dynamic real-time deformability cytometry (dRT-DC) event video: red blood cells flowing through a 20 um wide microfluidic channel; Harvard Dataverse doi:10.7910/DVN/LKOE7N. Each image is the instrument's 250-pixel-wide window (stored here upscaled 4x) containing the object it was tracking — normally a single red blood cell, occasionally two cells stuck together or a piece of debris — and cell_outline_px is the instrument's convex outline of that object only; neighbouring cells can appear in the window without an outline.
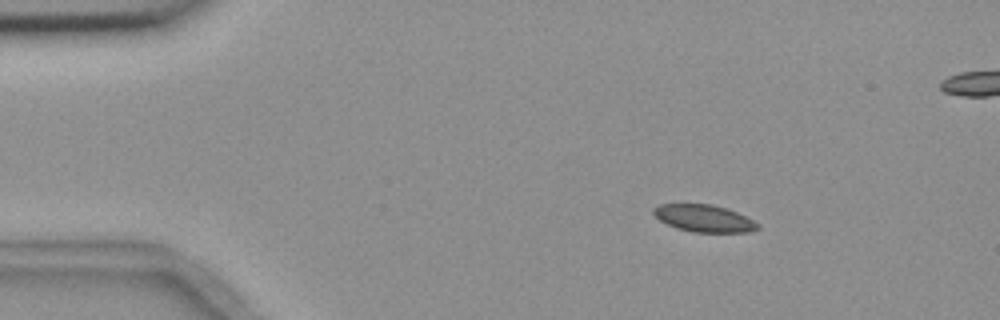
{"species": "common noctule bat (a hibernating species)", "species_latin": "Nyctalus noctula", "temperature_condition": "room temperature", "stored_images_in_passage": 5, "camera_frame_rate_fps": 3000, "um_per_image_px": 0.085, "animal": {"sex": "female", "body_mass_g": 18.4}, "frame": {"image": 1, "passage_image": 2, "time_ms": 1.0, "image_size_px": [1000, 320], "cell_outline_px": [[760, 228], [748, 232], [692, 232], [676, 228], [660, 220], [652, 212], [652, 208], [660, 204], [712, 204], [736, 212], [760, 224]], "centroid_in_image_um": [59.83, 18.56], "position_along_channel_um": 25.2, "area_um2": 16.36}}